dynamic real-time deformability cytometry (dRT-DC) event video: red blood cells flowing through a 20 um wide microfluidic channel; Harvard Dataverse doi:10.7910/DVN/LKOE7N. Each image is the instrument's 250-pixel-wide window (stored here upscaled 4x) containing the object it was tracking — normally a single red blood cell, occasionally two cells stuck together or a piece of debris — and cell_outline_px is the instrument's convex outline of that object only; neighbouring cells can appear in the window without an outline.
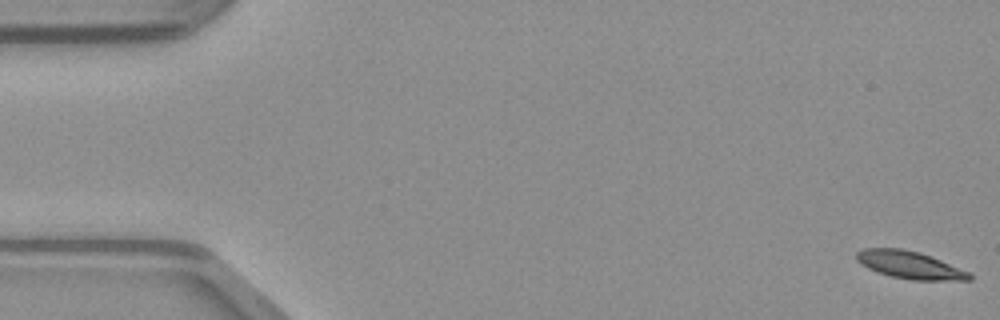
{"species": "common noctule bat (a hibernating species)", "species_latin": "Nyctalus noctula", "temperature_condition": "warm", "stored_images_in_passage": 50, "segment_of_instrument_passage": [1, 2], "camera_frame_rate_fps": 3000, "um_per_image_px": 0.085, "animal": {"sex": "male", "body_mass_g": 23.1, "forearm_length_mm": 52.7}, "frame": {"image": 1, "passage_image": 1, "time_ms": 0.0, "image_size_px": [1000, 320], "cell_outline_px": [[972, 280], [912, 280], [892, 276], [876, 272], [860, 264], [856, 260], [856, 252], [864, 248], [900, 248], [920, 252], [972, 272]], "centroid_in_image_um": [77.34, 22.52], "position_along_channel_um": 7.7, "area_um2": 18.26}}
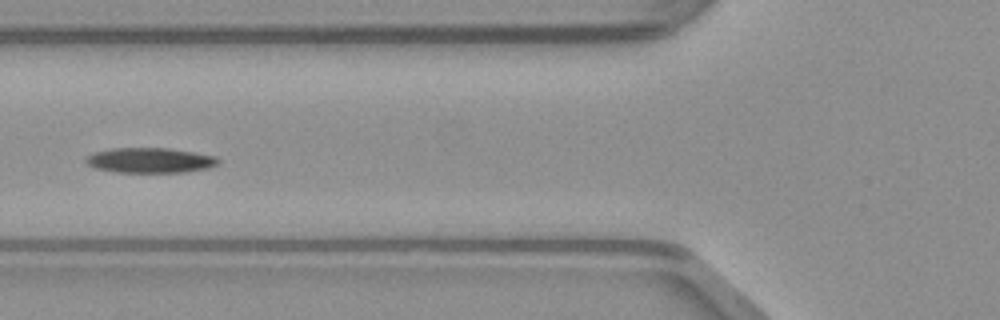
{"frame": {"image": 2, "passage_image": 19, "time_ms": 6.0, "image_size_px": [1000, 320], "cell_outline_px": [[220, 164], [208, 168], [184, 172], [116, 172], [96, 168], [88, 164], [84, 160], [92, 152], [112, 148], [168, 148], [216, 156], [220, 160]], "centroid_in_image_um": [12.77, 13.62], "position_along_channel_um": 113.0, "area_um2": 19.36}}
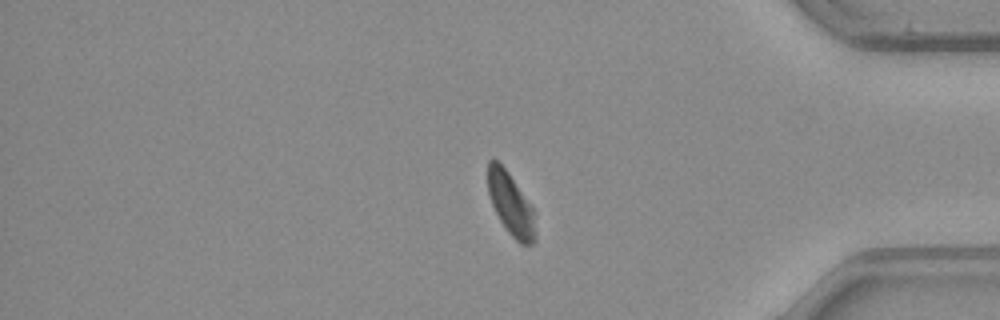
{"frame": {"image": 3, "passage_image": 41, "time_ms": 13.333, "image_size_px": [1000, 320], "cell_outline_px": [[536, 240], [532, 244], [520, 244], [508, 232], [500, 220], [492, 204], [488, 192], [488, 160], [492, 156], [508, 172], [532, 208], [536, 236]], "centroid_in_image_um": [43.4, 17.35], "position_along_channel_um": 391.8, "area_um2": 16.94}}